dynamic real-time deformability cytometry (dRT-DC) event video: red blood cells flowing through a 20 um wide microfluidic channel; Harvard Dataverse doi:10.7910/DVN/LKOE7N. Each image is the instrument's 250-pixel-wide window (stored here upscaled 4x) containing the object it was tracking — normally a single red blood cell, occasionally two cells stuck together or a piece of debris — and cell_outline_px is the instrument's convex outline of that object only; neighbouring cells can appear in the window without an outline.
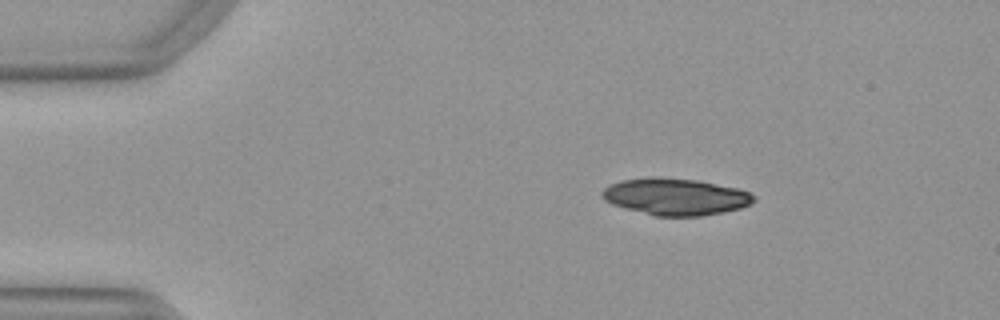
{"species": "Egyptian fruit bat (a non-hibernating species)", "species_latin": "Rousettus aegyptiacus", "temperature_condition": "warm", "stored_images_in_passage": 45, "camera_frame_rate_fps": 3000, "um_per_image_px": 0.085, "animal": {"sex": "female"}, "frame": {"image": 1, "passage_image": 2, "time_ms": 0.333, "image_size_px": [1000, 320], "cell_outline_px": [[756, 200], [752, 204], [740, 208], [724, 212], [700, 216], [656, 216], [612, 204], [604, 200], [600, 192], [604, 188], [620, 180], [648, 176], [656, 176], [696, 180], [736, 188], [748, 192], [756, 196]], "centroid_in_image_um": [57.41, 16.71], "position_along_channel_um": 27.6, "area_um2": 32.6}}